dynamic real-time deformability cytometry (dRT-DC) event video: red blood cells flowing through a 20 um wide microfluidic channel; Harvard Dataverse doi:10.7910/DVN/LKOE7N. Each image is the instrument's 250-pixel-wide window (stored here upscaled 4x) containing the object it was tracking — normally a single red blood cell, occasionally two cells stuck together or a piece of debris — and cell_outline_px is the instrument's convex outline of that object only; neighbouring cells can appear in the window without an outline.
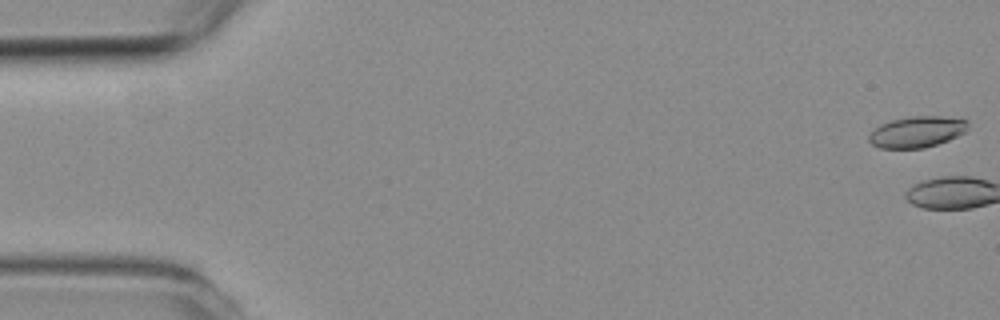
{"species": "common noctule bat (a hibernating species)", "species_latin": "Nyctalus noctula", "temperature_condition": "room temperature", "stored_images_in_passage": 3, "camera_frame_rate_fps": 3000, "um_per_image_px": 0.085, "animal": {"sex": "female", "body_mass_g": 19.3, "forearm_length_mm": 54.1}, "frame": {"image": 1, "passage_image": 1, "time_ms": 0.0, "image_size_px": [1000, 320], "cell_outline_px": [[968, 128], [964, 132], [948, 140], [924, 148], [880, 148], [872, 144], [868, 140], [868, 136], [880, 124], [892, 120], [908, 116], [940, 116], [968, 120]], "centroid_in_image_um": [77.93, 11.2], "position_along_channel_um": 7.1, "area_um2": 17.86}}